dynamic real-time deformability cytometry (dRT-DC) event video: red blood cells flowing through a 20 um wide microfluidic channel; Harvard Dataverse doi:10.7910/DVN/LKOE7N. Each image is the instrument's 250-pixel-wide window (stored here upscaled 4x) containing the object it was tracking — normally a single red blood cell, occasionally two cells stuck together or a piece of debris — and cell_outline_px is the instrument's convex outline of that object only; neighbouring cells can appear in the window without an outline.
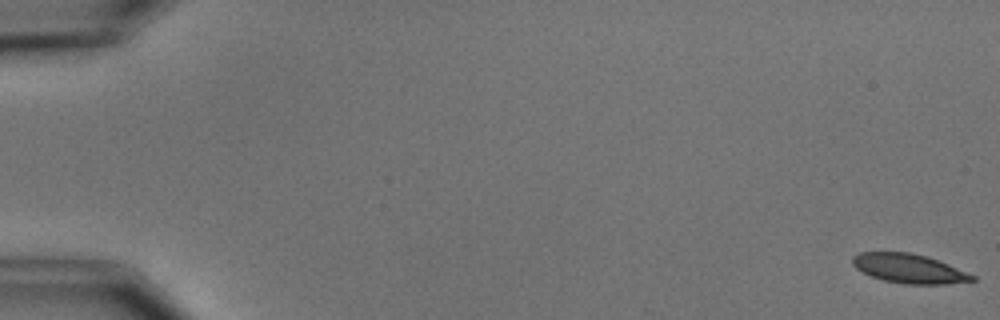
{"species": "common noctule bat (a hibernating species)", "species_latin": "Nyctalus noctula", "temperature_condition": "cold", "stored_images_in_passage": 11, "camera_frame_rate_fps": 3000, "um_per_image_px": 0.085, "animal": {"sex": "male", "body_mass_g": 15.6}, "frame": {"image": 1, "passage_image": 1, "time_ms": 0.0, "image_size_px": [1000, 320], "cell_outline_px": [[976, 280], [944, 284], [904, 284], [884, 280], [872, 276], [856, 268], [852, 264], [852, 256], [860, 252], [908, 252], [924, 256], [948, 264], [976, 276]], "centroid_in_image_um": [77.25, 22.82], "position_along_channel_um": 7.7, "area_um2": 20.11}}
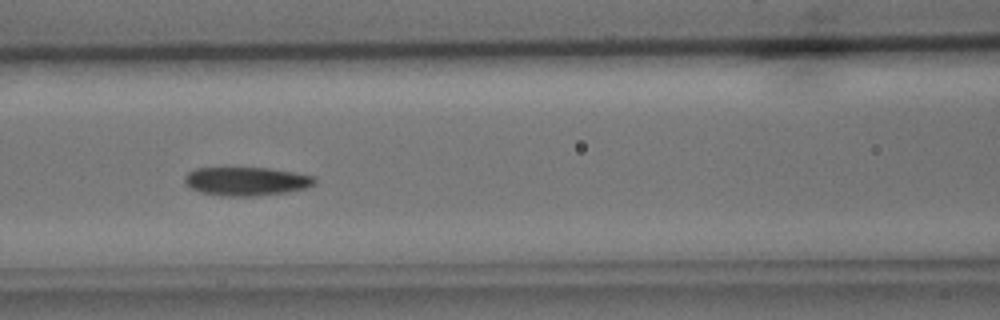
{"frame": {"image": 2, "passage_image": 7, "time_ms": 8.0, "image_size_px": [1000, 320], "cell_outline_px": [[316, 184], [304, 188], [288, 192], [252, 196], [220, 196], [200, 192], [184, 184], [184, 176], [188, 172], [196, 168], [268, 168], [292, 172], [312, 176], [316, 180]], "centroid_in_image_um": [20.9, 15.41], "position_along_channel_um": 145.7, "area_um2": 21.62}}
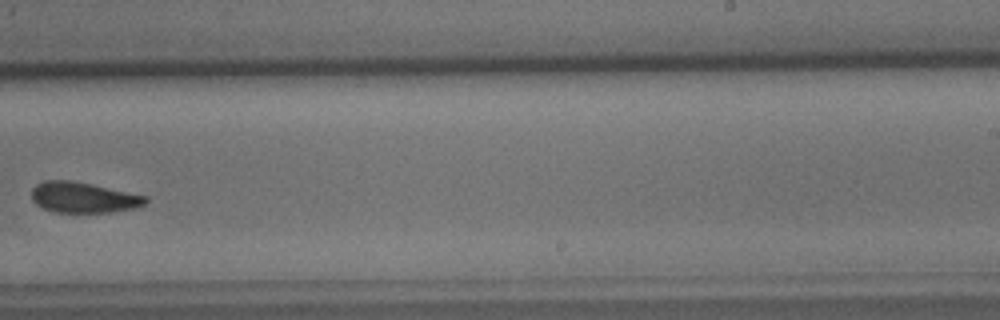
{"frame": {"image": 3, "passage_image": 10, "time_ms": 11.667, "image_size_px": [1000, 320], "cell_outline_px": [[148, 200], [144, 204], [136, 208], [112, 212], [56, 212], [44, 208], [36, 204], [32, 200], [32, 188], [36, 184], [44, 180], [68, 180], [92, 184], [148, 196]], "centroid_in_image_um": [7.1, 16.78], "position_along_channel_um": 281.9, "area_um2": 20.35}}